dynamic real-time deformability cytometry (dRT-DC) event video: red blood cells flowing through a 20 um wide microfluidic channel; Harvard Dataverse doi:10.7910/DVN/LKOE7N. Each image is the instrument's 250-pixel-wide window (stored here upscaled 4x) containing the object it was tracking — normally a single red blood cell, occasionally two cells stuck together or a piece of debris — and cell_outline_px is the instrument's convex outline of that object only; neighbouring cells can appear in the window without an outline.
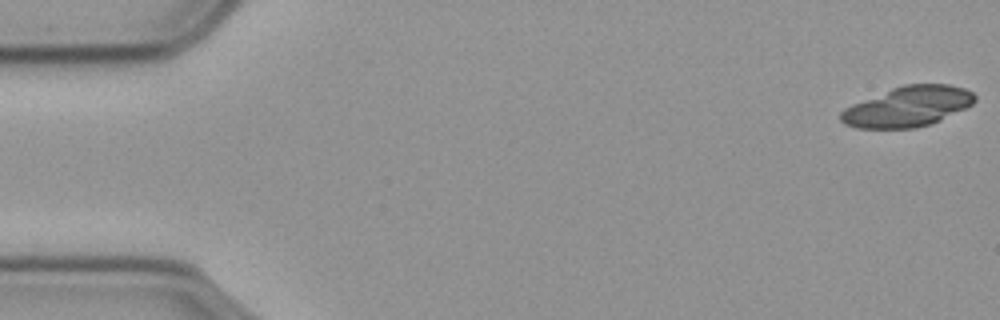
{"species": "common noctule bat (a hibernating species)", "species_latin": "Nyctalus noctula", "temperature_condition": "cold", "stored_images_in_passage": 11, "camera_frame_rate_fps": 3000, "um_per_image_px": 0.085, "animal": {"sex": "male", "body_mass_g": 23.1, "forearm_length_mm": 52.7}, "frame": {"image": 1, "passage_image": 1, "time_ms": 0.0, "image_size_px": [1000, 320], "cell_outline_px": [[976, 100], [972, 104], [932, 124], [916, 128], [856, 128], [844, 124], [840, 120], [840, 112], [844, 108], [852, 104], [892, 88], [904, 84], [948, 84], [964, 88], [972, 92], [976, 96]], "centroid_in_image_um": [77.15, 9.06], "position_along_channel_um": 7.9, "area_um2": 31.33}}